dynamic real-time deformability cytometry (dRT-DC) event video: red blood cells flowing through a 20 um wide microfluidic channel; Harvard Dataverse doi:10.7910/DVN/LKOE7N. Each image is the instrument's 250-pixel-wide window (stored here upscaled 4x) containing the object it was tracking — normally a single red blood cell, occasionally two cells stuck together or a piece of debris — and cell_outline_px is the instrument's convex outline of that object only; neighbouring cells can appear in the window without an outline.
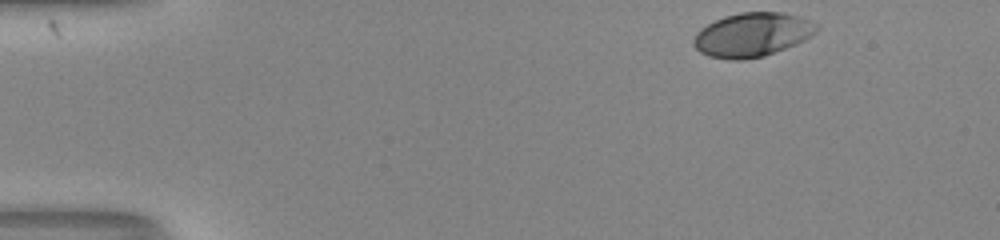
{"species": "human", "species_latin": "Homo sapiens", "temperature_condition": "room temperature", "stored_images_in_passage": 37, "camera_frame_rate_fps": 3000, "um_per_image_px": 0.085, "donor": {"sex": "male"}, "frame": {"image": 1, "passage_image": 1, "time_ms": 0.0, "image_size_px": [1000, 240], "cell_outline_px": [[820, 28], [816, 32], [804, 40], [796, 44], [764, 56], [740, 60], [728, 60], [708, 56], [700, 52], [692, 44], [692, 40], [696, 32], [700, 28], [724, 16], [740, 12], [780, 12], [800, 16], [816, 24]], "centroid_in_image_um": [63.91, 2.95], "position_along_channel_um": 21.1, "area_um2": 31.62}}
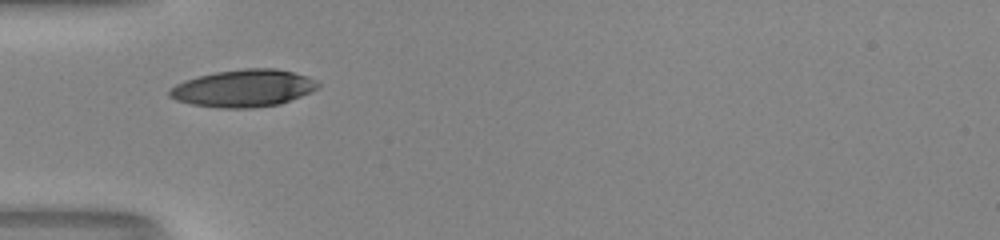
{"frame": {"image": 2, "passage_image": 12, "time_ms": 3.667, "image_size_px": [1000, 240], "cell_outline_px": [[320, 88], [312, 92], [280, 104], [252, 108], [220, 108], [192, 104], [176, 100], [168, 96], [168, 92], [176, 84], [184, 80], [216, 72], [244, 68], [276, 68], [308, 76], [316, 80], [320, 84]], "centroid_in_image_um": [20.74, 7.5], "position_along_channel_um": 64.3, "area_um2": 32.37}}
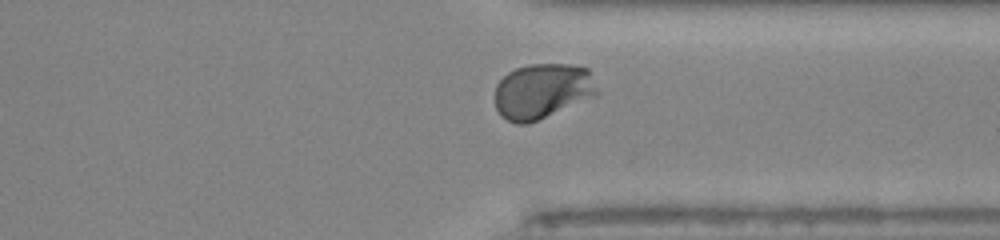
{"frame": {"image": 3, "passage_image": 34, "time_ms": 11.0, "image_size_px": [1000, 240], "cell_outline_px": [[600, 96], [528, 124], [516, 124], [500, 116], [496, 108], [496, 84], [508, 72], [516, 68], [528, 64], [572, 64], [588, 68], [600, 92]], "centroid_in_image_um": [46.16, 7.75], "position_along_channel_um": 365.2, "area_um2": 33.64}, "authors_computed_cell_mechanics": {"area_um2": 31.4432, "velocity_mm_per_s": 4.1386, "shape_relaxation_time_tau1_ms": 2.8681, "shape_relaxation_time_tau2_ms": null, "deformation_change_tau1": 0.1755, "deformation_change_tau2": null}}